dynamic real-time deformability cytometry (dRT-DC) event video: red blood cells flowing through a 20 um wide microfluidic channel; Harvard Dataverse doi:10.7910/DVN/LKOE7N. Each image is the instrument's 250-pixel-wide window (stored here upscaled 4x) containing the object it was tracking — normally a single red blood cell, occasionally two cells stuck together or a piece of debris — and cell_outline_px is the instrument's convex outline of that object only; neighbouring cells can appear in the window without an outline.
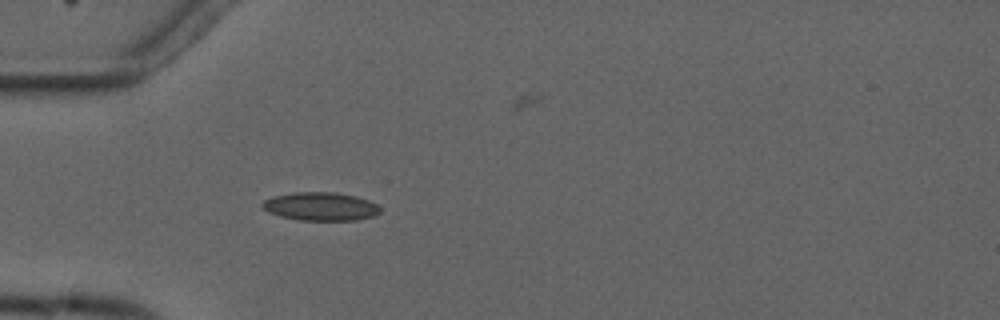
{"species": "common noctule bat (a hibernating species)", "species_latin": "Nyctalus noctula", "temperature_condition": "cold", "stored_images_in_passage": 3, "camera_frame_rate_fps": 3000, "um_per_image_px": 0.085, "animal": {"sex": "male", "forearm_length_mm": 52.5}, "frame": {"image": 1, "passage_image": 3, "time_ms": 2.333, "image_size_px": [1000, 320], "cell_outline_px": [[380, 212], [372, 216], [356, 220], [300, 220], [280, 216], [268, 212], [260, 204], [264, 200], [272, 196], [292, 192], [336, 192], [356, 196], [368, 200], [376, 204], [380, 208]], "centroid_in_image_um": [27.22, 17.54], "position_along_channel_um": 57.8, "area_um2": 19.48}}